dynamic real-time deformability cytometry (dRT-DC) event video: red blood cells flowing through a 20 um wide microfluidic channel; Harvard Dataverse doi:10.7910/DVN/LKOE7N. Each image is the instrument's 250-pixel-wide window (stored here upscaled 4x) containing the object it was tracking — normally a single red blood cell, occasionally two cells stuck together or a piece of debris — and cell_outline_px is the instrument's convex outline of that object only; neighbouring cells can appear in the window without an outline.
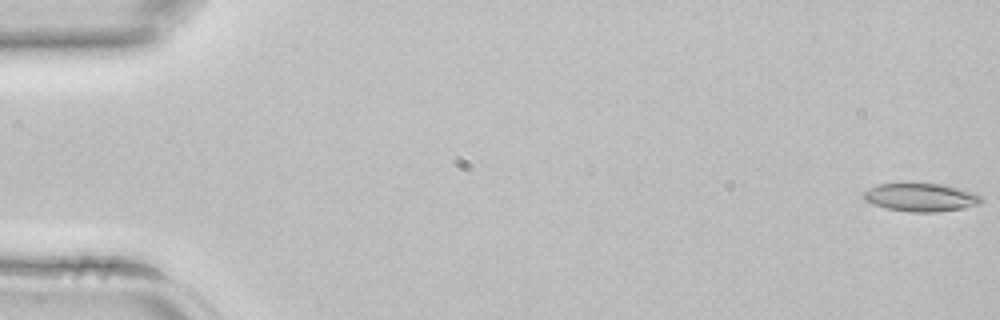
{"species": "common noctule bat (a hibernating species)", "species_latin": "Nyctalus noctula", "temperature_condition": "room temperature", "stored_images_in_passage": 44, "camera_frame_rate_fps": 3000, "um_per_image_px": 0.085, "animal": {"sex": "female", "body_mass_g": 22.7, "forearm_length_mm": 54.2}, "frame": {"image": 1, "passage_image": 1, "time_ms": 0.0, "image_size_px": [1000, 320], "cell_outline_px": [[984, 200], [980, 204], [964, 208], [936, 212], [912, 212], [888, 208], [872, 204], [864, 200], [864, 192], [880, 184], [900, 180], [912, 180], [944, 184], [976, 192], [984, 196]], "centroid_in_image_um": [78.33, 16.71], "position_along_channel_um": 6.7, "area_um2": 20.4}}
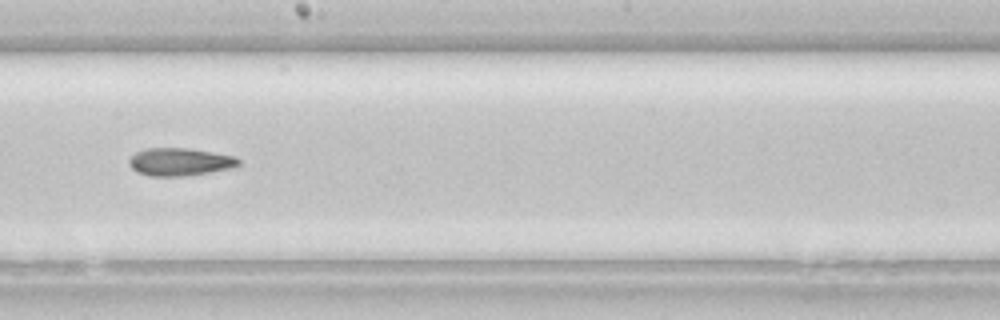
{"frame": {"image": 2, "passage_image": 25, "time_ms": 8.0, "image_size_px": [1000, 320], "cell_outline_px": [[240, 164], [236, 168], [184, 176], [152, 176], [136, 172], [128, 164], [128, 160], [136, 152], [144, 148], [188, 148], [236, 156], [240, 160]], "centroid_in_image_um": [15.31, 13.76], "position_along_channel_um": 232.9, "area_um2": 17.92}}
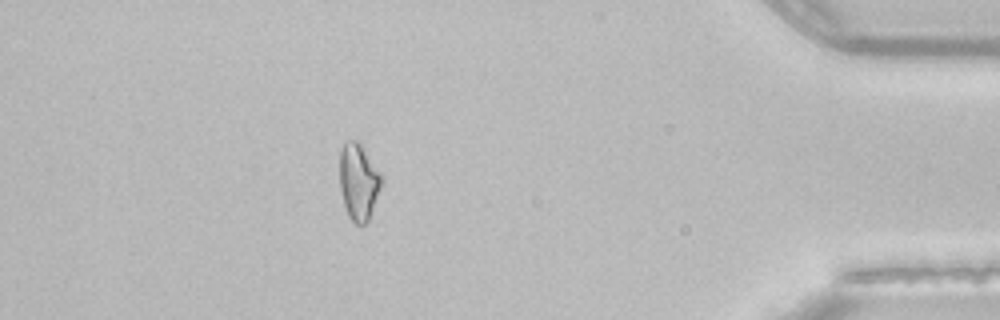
{"frame": {"image": 3, "passage_image": 39, "time_ms": 12.667, "image_size_px": [1000, 320], "cell_outline_px": [[384, 176], [380, 188], [368, 220], [364, 224], [356, 224], [348, 216], [344, 204], [340, 188], [340, 148], [348, 140], [356, 140], [364, 148]], "centroid_in_image_um": [30.48, 15.41], "position_along_channel_um": 404.7, "area_um2": 18.61}}